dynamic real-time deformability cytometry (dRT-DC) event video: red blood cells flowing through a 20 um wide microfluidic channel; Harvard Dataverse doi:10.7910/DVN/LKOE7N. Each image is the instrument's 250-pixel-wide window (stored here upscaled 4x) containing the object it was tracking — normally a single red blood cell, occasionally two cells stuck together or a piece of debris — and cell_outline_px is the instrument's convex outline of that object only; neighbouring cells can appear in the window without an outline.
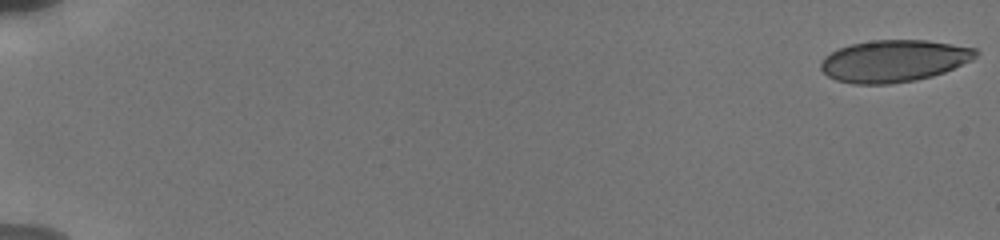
{"species": "human", "species_latin": "Homo sapiens", "temperature_condition": "cold", "stored_images_in_passage": 16, "camera_frame_rate_fps": 3000, "um_per_image_px": 0.085, "donor": {"sex": "male"}, "frame": {"image": 1, "passage_image": 1, "time_ms": 0.0, "image_size_px": [1000, 240], "cell_outline_px": [[980, 52], [972, 60], [944, 72], [932, 76], [916, 80], [888, 84], [852, 84], [836, 80], [828, 76], [820, 68], [820, 64], [824, 56], [840, 48], [852, 44], [872, 40], [928, 40], [976, 48]], "centroid_in_image_um": [75.99, 5.18], "position_along_channel_um": 9.0, "area_um2": 37.92}}
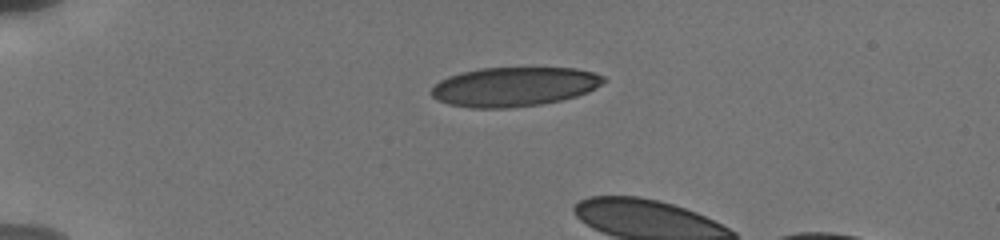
{"frame": {"image": 2, "passage_image": 13, "time_ms": 4.667, "image_size_px": [1000, 240], "cell_outline_px": [[608, 80], [596, 88], [588, 92], [576, 96], [560, 100], [540, 104], [508, 108], [472, 108], [448, 104], [436, 100], [432, 96], [432, 88], [440, 80], [448, 76], [460, 72], [480, 68], [576, 68], [592, 72], [604, 76]], "centroid_in_image_um": [43.7, 7.37], "position_along_channel_um": 41.3, "area_um2": 39.54}}